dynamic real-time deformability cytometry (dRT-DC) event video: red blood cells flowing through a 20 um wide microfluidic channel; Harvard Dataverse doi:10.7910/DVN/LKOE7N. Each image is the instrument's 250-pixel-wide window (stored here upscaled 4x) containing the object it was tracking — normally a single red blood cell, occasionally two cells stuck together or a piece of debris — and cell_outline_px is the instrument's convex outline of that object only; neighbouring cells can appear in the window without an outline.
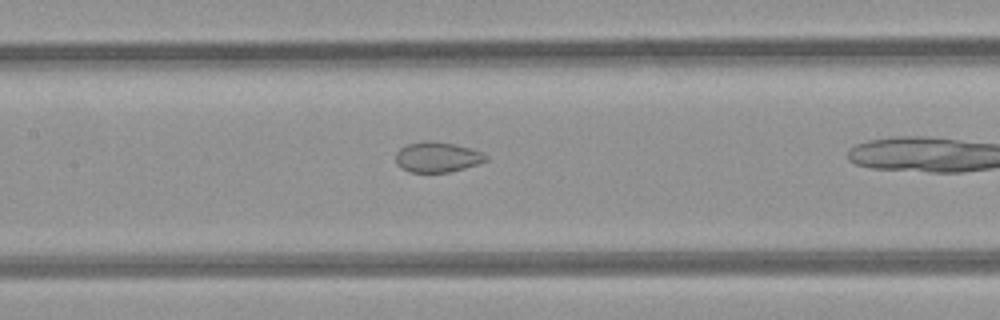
{"species": "common noctule bat (a hibernating species)", "species_latin": "Nyctalus noctula", "temperature_condition": "room temperature", "stored_images_in_passage": 17, "camera_frame_rate_fps": 3000, "um_per_image_px": 0.085, "animal": {"sex": "female", "body_mass_g": 21.9}, "frame": {"image": 1, "passage_image": 8, "time_ms": 2.333, "image_size_px": [1000, 320], "cell_outline_px": [[488, 160], [464, 168], [448, 172], [408, 172], [400, 168], [396, 164], [396, 152], [400, 148], [408, 144], [424, 140], [432, 140], [452, 144], [468, 148], [480, 152], [488, 156]], "centroid_in_image_um": [37.11, 13.35], "position_along_channel_um": 170.3, "area_um2": 15.84}}